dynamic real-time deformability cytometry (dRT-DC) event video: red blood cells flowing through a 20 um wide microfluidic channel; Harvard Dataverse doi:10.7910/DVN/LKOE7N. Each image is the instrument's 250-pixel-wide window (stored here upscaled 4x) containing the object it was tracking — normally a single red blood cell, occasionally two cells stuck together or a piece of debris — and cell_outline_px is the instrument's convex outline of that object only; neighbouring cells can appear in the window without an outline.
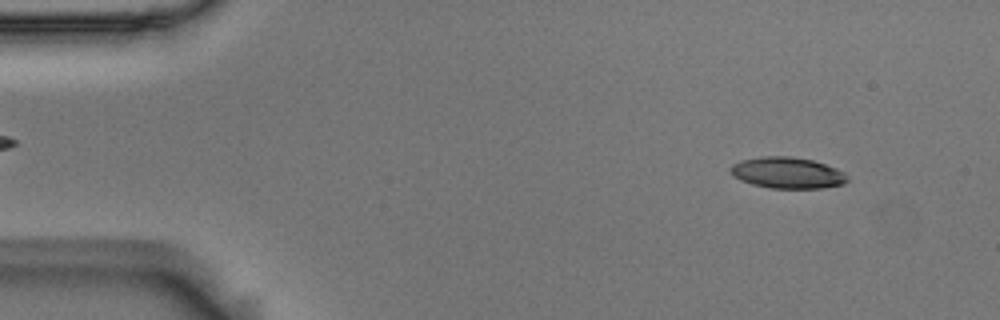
{"species": "Egyptian fruit bat (a non-hibernating species)", "species_latin": "Rousettus aegyptiacus", "temperature_condition": "room temperature", "stored_images_in_passage": 53, "camera_frame_rate_fps": 3000, "um_per_image_px": 0.085, "animal": {"sex": "male"}, "frame": {"image": 1, "passage_image": 5, "time_ms": 1.333, "image_size_px": [1000, 320], "cell_outline_px": [[848, 180], [844, 184], [824, 188], [772, 188], [752, 184], [740, 180], [732, 176], [728, 172], [728, 168], [732, 164], [740, 160], [760, 156], [792, 156], [812, 160], [836, 168], [844, 172], [848, 176]], "centroid_in_image_um": [66.89, 14.68], "position_along_channel_um": 18.1, "area_um2": 21.56}}
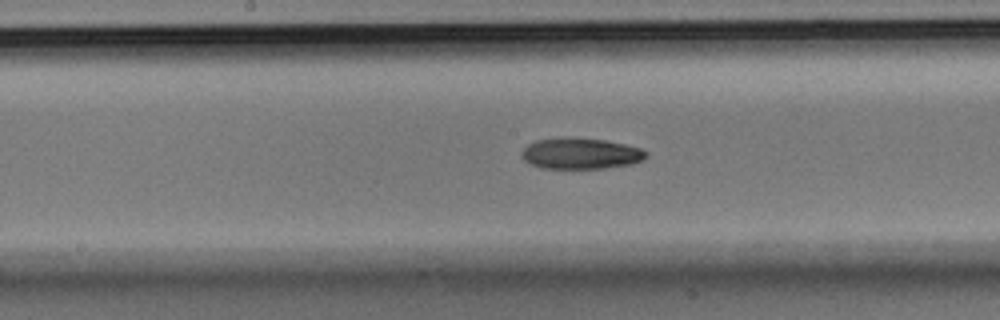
{"frame": {"image": 2, "passage_image": 27, "time_ms": 8.667, "image_size_px": [1000, 320], "cell_outline_px": [[648, 152], [644, 160], [632, 164], [604, 168], [540, 168], [528, 164], [520, 156], [520, 152], [528, 144], [536, 140], [564, 136], [604, 140], [624, 144], [640, 148]], "centroid_in_image_um": [49.31, 13.04], "position_along_channel_um": 198.9, "area_um2": 22.83}}
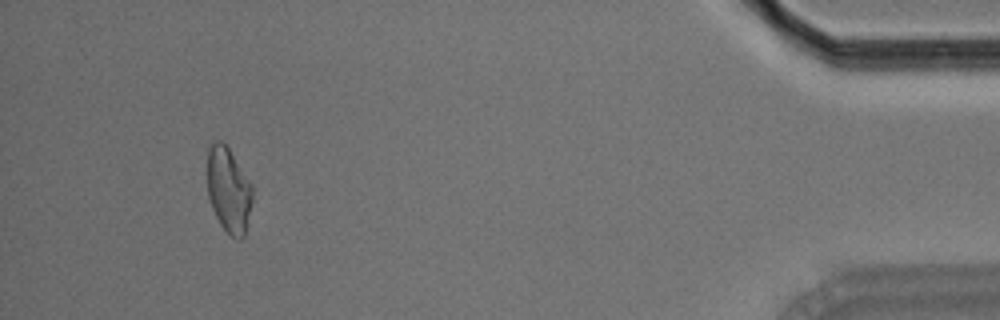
{"frame": {"image": 3, "passage_image": 50, "time_ms": 16.333, "image_size_px": [1000, 320], "cell_outline_px": [[252, 200], [244, 236], [240, 240], [232, 236], [220, 224], [212, 208], [208, 196], [208, 148], [216, 140], [220, 140], [228, 148], [252, 184]], "centroid_in_image_um": [19.43, 16.15], "position_along_channel_um": 415.8, "area_um2": 22.02}}